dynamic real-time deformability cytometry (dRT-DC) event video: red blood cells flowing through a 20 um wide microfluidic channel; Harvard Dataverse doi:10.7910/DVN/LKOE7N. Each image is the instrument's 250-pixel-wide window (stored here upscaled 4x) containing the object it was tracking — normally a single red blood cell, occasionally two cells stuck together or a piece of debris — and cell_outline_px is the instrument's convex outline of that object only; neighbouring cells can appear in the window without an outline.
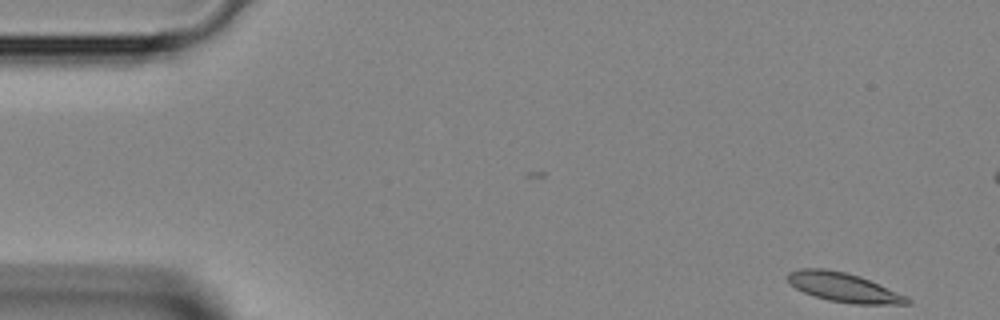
{"species": "Egyptian fruit bat (a non-hibernating species)", "species_latin": "Rousettus aegyptiacus", "temperature_condition": "room temperature", "stored_images_in_passage": 43, "camera_frame_rate_fps": 3000, "um_per_image_px": 0.085, "animal": {"sex": "female"}, "frame": {"image": 1, "passage_image": 1, "time_ms": 0.0, "image_size_px": [1000, 320], "cell_outline_px": [[912, 304], [852, 304], [828, 300], [804, 292], [788, 284], [788, 272], [800, 268], [824, 268], [844, 272], [860, 276], [908, 296], [912, 300]], "centroid_in_image_um": [71.73, 24.43], "position_along_channel_um": 13.3, "area_um2": 20.4}}
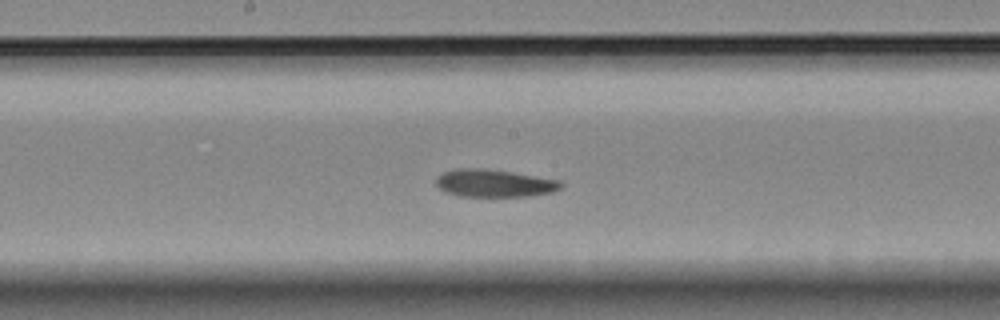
{"frame": {"image": 2, "passage_image": 21, "time_ms": 6.667, "image_size_px": [1000, 320], "cell_outline_px": [[564, 184], [560, 188], [552, 192], [528, 196], [460, 196], [444, 192], [436, 184], [436, 176], [444, 172], [456, 168], [484, 168], [512, 172], [560, 180]], "centroid_in_image_um": [41.99, 15.57], "position_along_channel_um": 206.2, "area_um2": 20.11}}
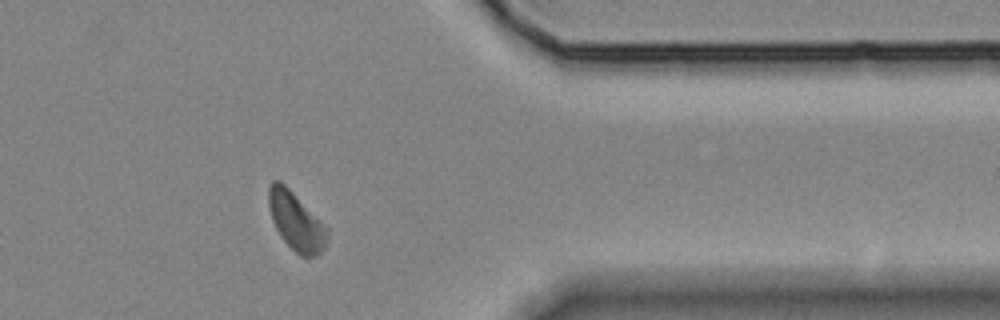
{"frame": {"image": 3, "passage_image": 34, "time_ms": 11.0, "image_size_px": [1000, 320], "cell_outline_px": [[328, 236], [324, 248], [316, 256], [300, 256], [280, 236], [272, 220], [268, 204], [268, 188], [272, 180], [280, 180], [328, 228]], "centroid_in_image_um": [25.15, 18.8], "position_along_channel_um": 386.3, "area_um2": 19.54}}